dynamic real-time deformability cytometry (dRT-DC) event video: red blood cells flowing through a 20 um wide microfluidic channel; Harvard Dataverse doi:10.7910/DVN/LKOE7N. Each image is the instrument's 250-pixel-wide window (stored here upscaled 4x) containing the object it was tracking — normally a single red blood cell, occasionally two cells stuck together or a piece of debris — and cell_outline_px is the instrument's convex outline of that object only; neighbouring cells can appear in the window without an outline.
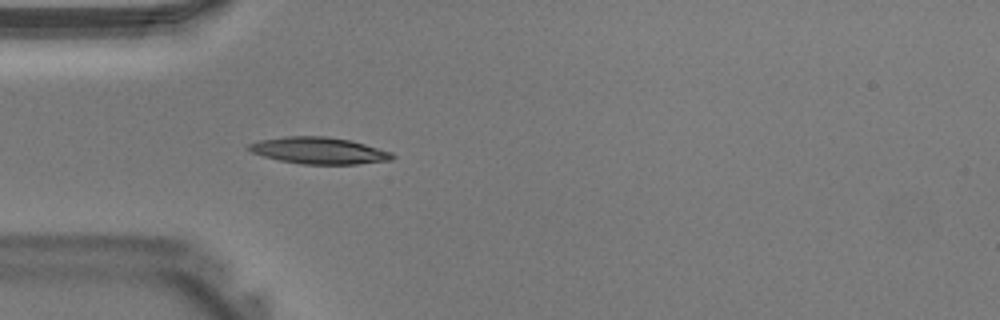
{"species": "Egyptian fruit bat (a non-hibernating species)", "species_latin": "Rousettus aegyptiacus", "temperature_condition": "warm", "stored_images_in_passage": 32, "camera_frame_rate_fps": 3000, "um_per_image_px": 0.085, "animal": {"sex": "male"}, "frame": {"image": 1, "passage_image": 4, "time_ms": 1.0, "image_size_px": [1000, 320], "cell_outline_px": [[396, 156], [392, 160], [356, 164], [300, 164], [280, 160], [264, 156], [252, 152], [244, 148], [248, 144], [260, 140], [284, 136], [324, 136], [352, 140], [392, 152]], "centroid_in_image_um": [27.11, 12.79], "position_along_channel_um": 57.9, "area_um2": 22.43}}
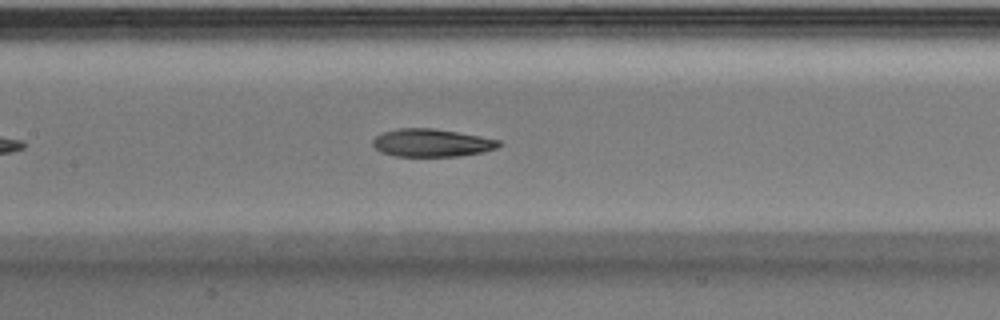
{"frame": {"image": 2, "passage_image": 11, "time_ms": 3.333, "image_size_px": [1000, 320], "cell_outline_px": [[500, 144], [496, 148], [480, 152], [460, 156], [396, 156], [380, 152], [372, 144], [372, 140], [376, 136], [384, 132], [396, 128], [432, 128], [480, 136], [500, 140]], "centroid_in_image_um": [36.65, 12.14], "position_along_channel_um": 170.7, "area_um2": 20.29}}
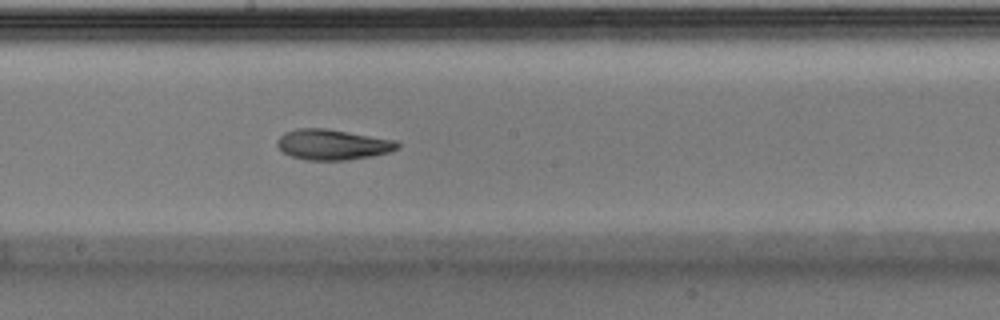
{"frame": {"image": 3, "passage_image": 14, "time_ms": 4.333, "image_size_px": [1000, 320], "cell_outline_px": [[400, 148], [388, 152], [372, 156], [348, 160], [304, 160], [292, 156], [284, 152], [276, 144], [276, 140], [284, 132], [296, 128], [328, 128], [396, 140], [400, 144]], "centroid_in_image_um": [28.28, 12.28], "position_along_channel_um": 219.9, "area_um2": 21.56}}